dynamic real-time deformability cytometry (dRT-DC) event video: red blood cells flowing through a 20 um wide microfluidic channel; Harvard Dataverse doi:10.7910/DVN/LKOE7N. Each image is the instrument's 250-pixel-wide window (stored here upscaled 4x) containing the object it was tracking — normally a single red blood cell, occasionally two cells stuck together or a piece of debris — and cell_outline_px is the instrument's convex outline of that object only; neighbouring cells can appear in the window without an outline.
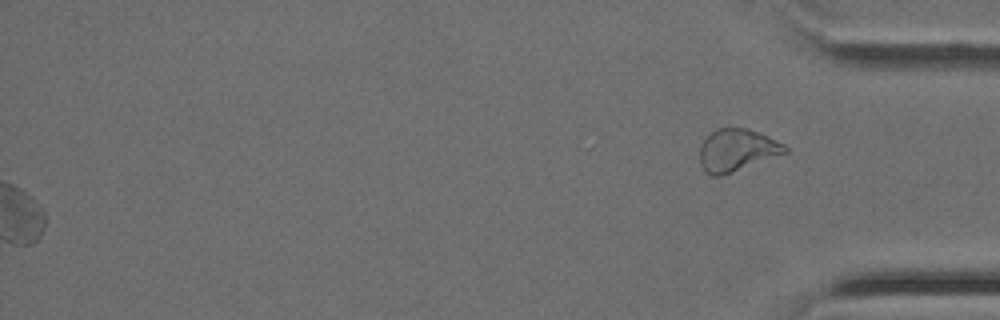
{"species": "Egyptian fruit bat (a non-hibernating species)", "species_latin": "Rousettus aegyptiacus", "temperature_condition": "cold", "stored_images_in_passage": 38, "segment_of_instrument_passage": [2, 2], "camera_frame_rate_fps": 3000, "um_per_image_px": 0.085, "animal": {"sex": "female"}, "frame": {"image": 1, "passage_image": 38, "time_ms": 12.333, "image_size_px": [1000, 320], "cell_outline_px": [[788, 152], [732, 172], [720, 176], [712, 176], [704, 172], [700, 164], [700, 144], [716, 128], [748, 128], [760, 132], [784, 144], [788, 148]], "centroid_in_image_um": [62.62, 12.76], "position_along_channel_um": 372.6, "area_um2": 20.98}}